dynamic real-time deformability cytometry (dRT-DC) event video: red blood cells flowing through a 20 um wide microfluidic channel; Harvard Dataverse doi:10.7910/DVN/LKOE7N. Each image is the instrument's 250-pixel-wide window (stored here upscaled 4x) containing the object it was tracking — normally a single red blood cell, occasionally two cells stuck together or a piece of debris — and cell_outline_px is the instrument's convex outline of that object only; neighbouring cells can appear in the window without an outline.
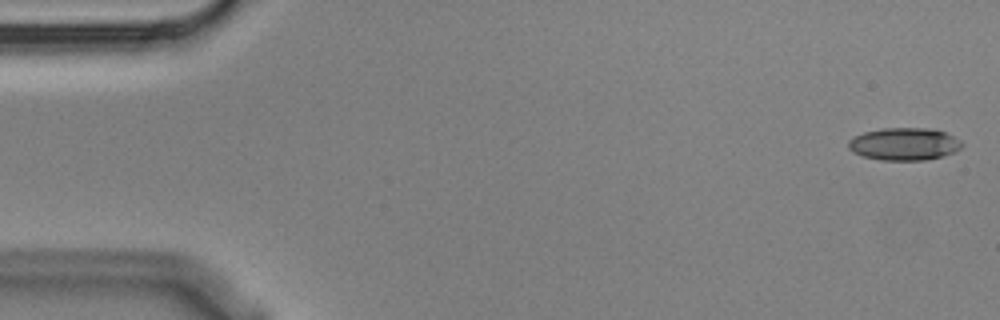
{"species": "Egyptian fruit bat (a non-hibernating species)", "species_latin": "Rousettus aegyptiacus", "temperature_condition": "cold", "stored_images_in_passage": 5, "camera_frame_rate_fps": 3000, "um_per_image_px": 0.085, "animal": {"sex": "male"}, "frame": {"image": 1, "passage_image": 1, "time_ms": 0.0, "image_size_px": [1000, 320], "cell_outline_px": [[964, 144], [956, 152], [924, 160], [880, 160], [864, 156], [852, 152], [848, 148], [848, 140], [852, 136], [864, 132], [880, 128], [928, 128], [944, 132], [960, 140]], "centroid_in_image_um": [76.82, 12.23], "position_along_channel_um": 8.2, "area_um2": 21.56}}
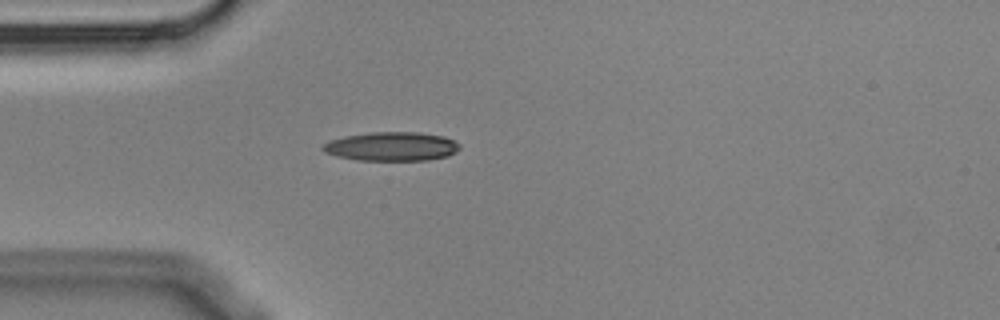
{"frame": {"image": 2, "passage_image": 5, "time_ms": 1.333, "image_size_px": [1000, 320], "cell_outline_px": [[460, 148], [456, 152], [448, 156], [428, 160], [356, 160], [336, 156], [324, 152], [320, 148], [324, 144], [332, 140], [344, 136], [372, 132], [416, 132], [444, 136], [460, 144]], "centroid_in_image_um": [33.29, 12.45], "position_along_channel_um": 51.7, "area_um2": 23.06}}